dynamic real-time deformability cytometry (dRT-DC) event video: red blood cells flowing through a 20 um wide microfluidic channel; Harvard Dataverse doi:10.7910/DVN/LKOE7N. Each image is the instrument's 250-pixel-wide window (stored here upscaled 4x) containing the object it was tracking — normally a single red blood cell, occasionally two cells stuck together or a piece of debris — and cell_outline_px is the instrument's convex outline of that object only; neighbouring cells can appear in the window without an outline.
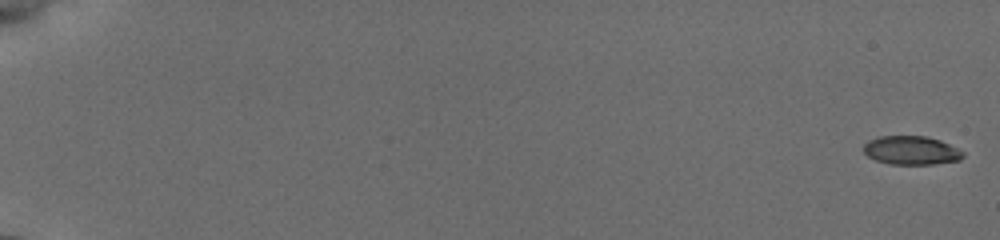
{"species": "common noctule bat (a hibernating species)", "species_latin": "Nyctalus noctula", "temperature_condition": "cold", "stored_images_in_passage": 19, "camera_frame_rate_fps": 3000, "um_per_image_px": 0.085, "animal": {"sex": "female", "body_mass_g": 19.5, "forearm_length_mm": 54.1}, "frame": {"image": 1, "passage_image": 1, "time_ms": 0.0, "image_size_px": [1000, 240], "cell_outline_px": [[964, 156], [960, 160], [932, 164], [888, 164], [876, 160], [868, 156], [864, 152], [864, 144], [868, 140], [880, 136], [924, 136], [940, 140], [964, 152]], "centroid_in_image_um": [77.44, 12.78], "position_along_channel_um": 7.6, "area_um2": 16.53}}
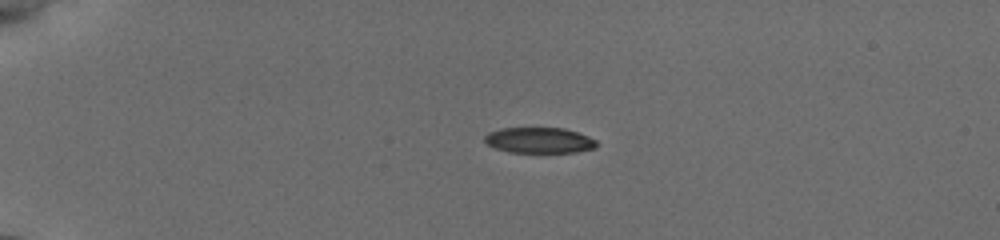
{"frame": {"image": 2, "passage_image": 13, "time_ms": 4.667, "image_size_px": [1000, 240], "cell_outline_px": [[596, 148], [576, 152], [508, 152], [496, 148], [488, 144], [484, 140], [484, 136], [488, 132], [500, 128], [564, 128], [588, 136], [596, 140]], "centroid_in_image_um": [45.82, 11.92], "position_along_channel_um": 39.2, "area_um2": 16.7}}